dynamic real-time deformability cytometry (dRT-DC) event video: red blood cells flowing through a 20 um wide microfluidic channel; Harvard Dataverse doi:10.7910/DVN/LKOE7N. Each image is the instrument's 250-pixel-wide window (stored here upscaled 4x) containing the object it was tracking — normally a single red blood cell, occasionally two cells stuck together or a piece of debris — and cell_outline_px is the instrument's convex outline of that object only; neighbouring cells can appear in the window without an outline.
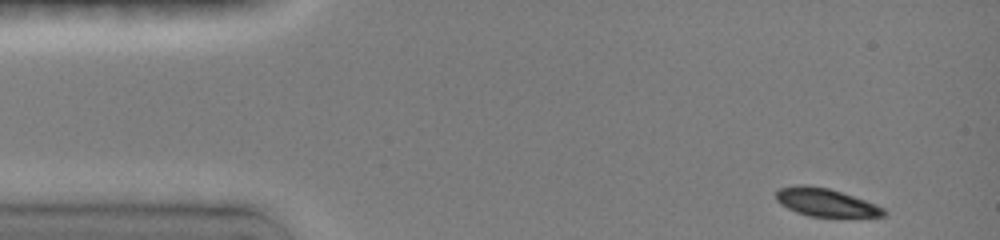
{"species": "common noctule bat (a hibernating species)", "species_latin": "Nyctalus noctula", "temperature_condition": "room temperature", "stored_images_in_passage": 34, "camera_frame_rate_fps": 3000, "um_per_image_px": 0.085, "animal": {"sex": "female", "body_mass_g": 19.0, "forearm_length_mm": 51.5}, "frame": {"image": 1, "passage_image": 1, "time_ms": 0.0, "image_size_px": [1000, 240], "cell_outline_px": [[888, 212], [884, 216], [808, 216], [796, 212], [780, 204], [776, 200], [776, 192], [780, 188], [796, 184], [808, 184], [828, 188], [876, 204], [884, 208]], "centroid_in_image_um": [70.15, 17.19], "position_along_channel_um": 14.9, "area_um2": 17.46}}
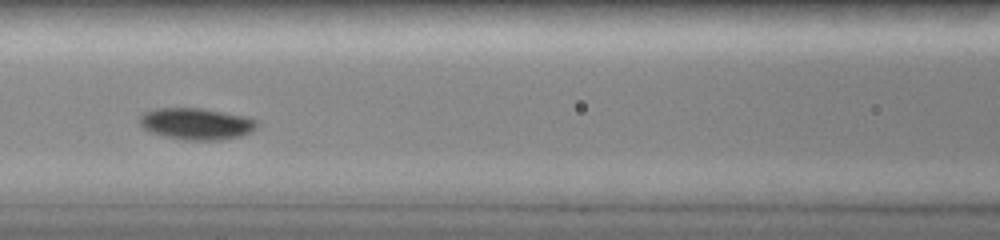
{"frame": {"image": 2, "passage_image": 15, "time_ms": 5.667, "image_size_px": [1000, 240], "cell_outline_px": [[260, 124], [252, 132], [240, 136], [220, 140], [184, 140], [164, 136], [152, 132], [144, 128], [140, 124], [140, 116], [144, 112], [156, 108], [200, 108], [248, 116], [256, 120]], "centroid_in_image_um": [16.74, 10.52], "position_along_channel_um": 149.9, "area_um2": 21.73}}
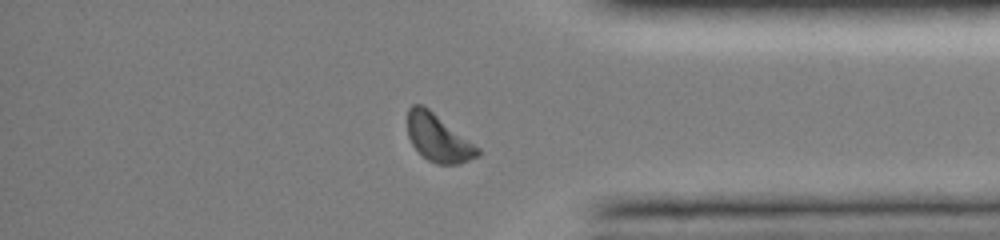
{"frame": {"image": 3, "passage_image": 31, "time_ms": 12.0, "image_size_px": [1000, 240], "cell_outline_px": [[480, 156], [460, 164], [436, 164], [428, 160], [412, 144], [408, 136], [408, 108], [412, 104], [420, 104], [428, 108], [480, 148]], "centroid_in_image_um": [37.27, 11.74], "position_along_channel_um": 397.9, "area_um2": 19.25}, "authors_computed_cell_mechanics": {"area_um2": 19.9699, "velocity_mm_per_s": 3.9944, "shape_relaxation_time_tau1_ms": 1.7867, "shape_relaxation_time_tau2_ms": null, "deformation_change_tau1": 0.105, "deformation_change_tau2": null}}